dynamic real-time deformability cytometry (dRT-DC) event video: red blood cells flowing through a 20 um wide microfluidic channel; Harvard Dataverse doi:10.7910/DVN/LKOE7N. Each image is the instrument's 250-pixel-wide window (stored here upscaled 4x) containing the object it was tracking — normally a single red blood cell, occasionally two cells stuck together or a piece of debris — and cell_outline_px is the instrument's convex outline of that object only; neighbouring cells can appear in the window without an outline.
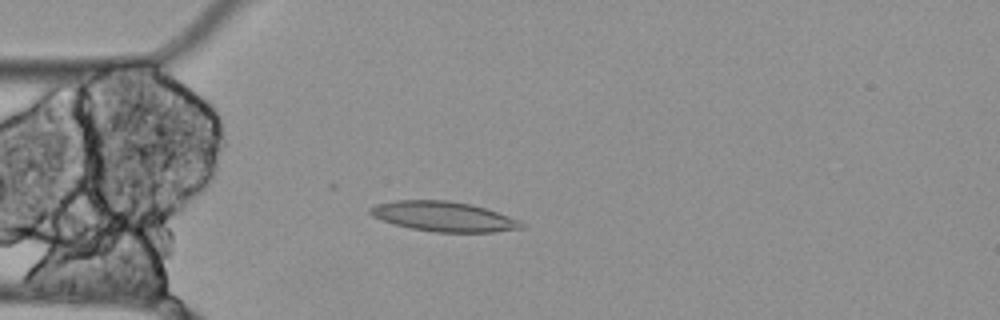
{"species": "Egyptian fruit bat (a non-hibernating species)", "species_latin": "Rousettus aegyptiacus", "temperature_condition": "cold", "stored_images_in_passage": 49, "camera_frame_rate_fps": 3000, "um_per_image_px": 0.085, "animal": {"sex": "female"}, "frame": {"image": 1, "passage_image": 10, "time_ms": 3.0, "image_size_px": [1000, 320], "cell_outline_px": [[528, 224], [524, 228], [492, 232], [436, 232], [412, 228], [380, 220], [372, 216], [368, 212], [368, 208], [376, 204], [396, 200], [448, 200], [472, 204], [520, 220]], "centroid_in_image_um": [37.72, 18.4], "position_along_channel_um": 47.3, "area_um2": 26.41}}
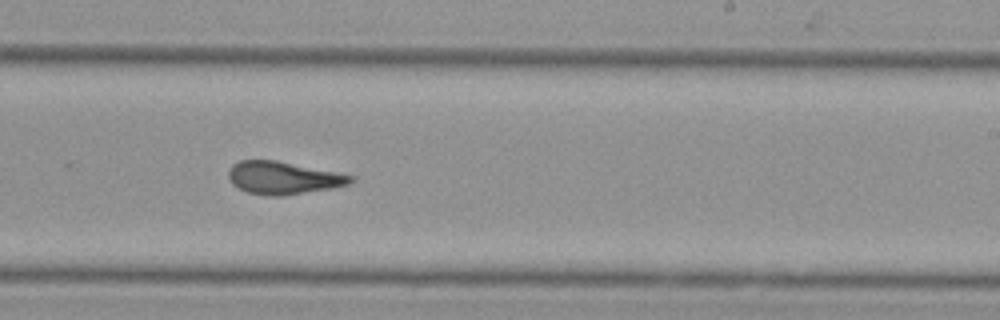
{"frame": {"image": 2, "passage_image": 29, "time_ms": 9.333, "image_size_px": [1000, 320], "cell_outline_px": [[356, 176], [348, 184], [332, 188], [284, 196], [268, 196], [248, 192], [232, 184], [228, 176], [228, 172], [232, 164], [240, 160], [276, 160]], "centroid_in_image_um": [24.06, 15.12], "position_along_channel_um": 264.9, "area_um2": 23.18}}
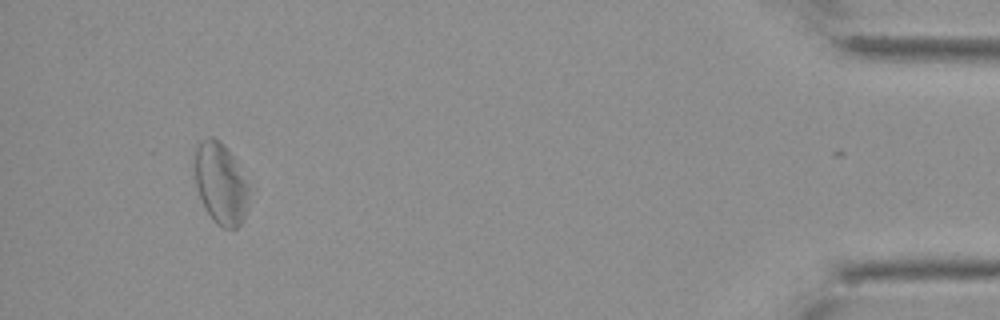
{"frame": {"image": 3, "passage_image": 48, "time_ms": 15.667, "image_size_px": [1000, 320], "cell_outline_px": [[248, 196], [244, 220], [236, 228], [224, 228], [216, 224], [212, 220], [200, 196], [196, 184], [196, 148], [200, 140], [208, 136], [212, 136], [220, 140], [224, 144], [236, 160], [248, 184]], "centroid_in_image_um": [18.77, 15.58], "position_along_channel_um": 416.4, "area_um2": 25.49}, "authors_computed_cell_mechanics": {"area_um2": 24.565, "velocity_mm_per_s": 3.472, "shape_relaxation_time_tau1_ms": null, "shape_relaxation_time_tau2_ms": 5.1363, "deformation_change_tau1": null, "deformation_change_tau2": 0.0978}}